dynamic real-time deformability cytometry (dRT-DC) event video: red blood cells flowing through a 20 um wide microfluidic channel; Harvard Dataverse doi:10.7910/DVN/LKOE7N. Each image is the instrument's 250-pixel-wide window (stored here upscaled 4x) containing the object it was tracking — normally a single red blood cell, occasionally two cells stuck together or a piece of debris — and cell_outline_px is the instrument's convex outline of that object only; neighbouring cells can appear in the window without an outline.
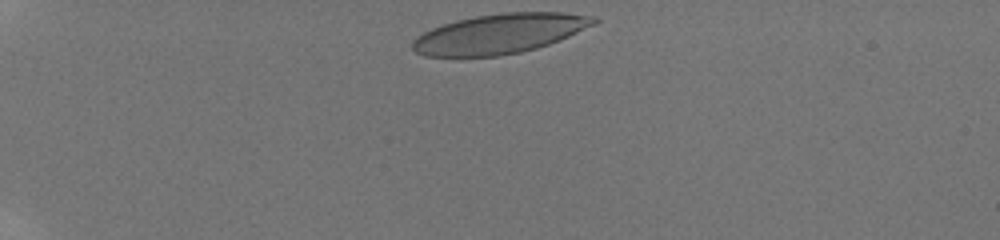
{"species": "human", "species_latin": "Homo sapiens", "temperature_condition": "room temperature", "stored_images_in_passage": 8, "camera_frame_rate_fps": 3000, "um_per_image_px": 0.085, "donor": {"sex": "male"}, "frame": {"image": 1, "passage_image": 1, "time_ms": 0.0, "image_size_px": [1000, 240], "cell_outline_px": [[600, 20], [596, 24], [560, 40], [536, 48], [520, 52], [500, 56], [424, 56], [416, 52], [412, 48], [412, 40], [416, 36], [432, 28], [456, 20], [476, 16], [504, 12], [560, 12], [596, 16]], "centroid_in_image_um": [42.49, 2.86], "position_along_channel_um": 42.5, "area_um2": 42.08}}